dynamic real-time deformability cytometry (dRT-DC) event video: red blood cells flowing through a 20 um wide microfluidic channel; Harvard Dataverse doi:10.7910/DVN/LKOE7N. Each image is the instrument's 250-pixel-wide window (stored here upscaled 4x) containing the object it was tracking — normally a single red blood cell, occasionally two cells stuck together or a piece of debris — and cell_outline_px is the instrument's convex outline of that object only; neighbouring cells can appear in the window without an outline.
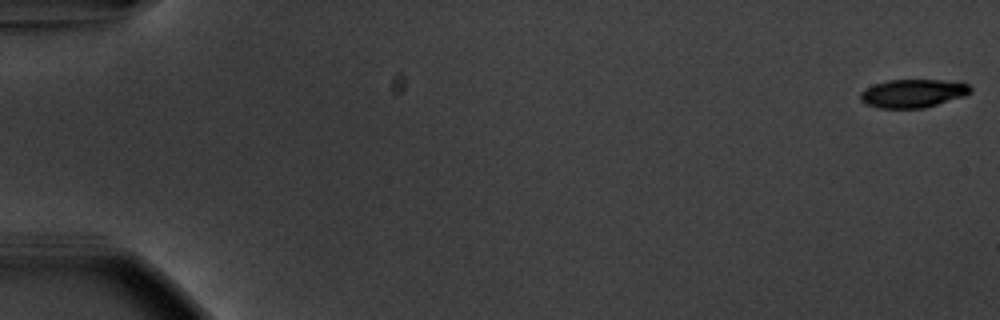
{"species": "common noctule bat (a hibernating species)", "species_latin": "Nyctalus noctula", "temperature_condition": "warm", "stored_images_in_passage": 56, "camera_frame_rate_fps": 3000, "um_per_image_px": 0.085, "animal": {"sex": "male", "body_mass_g": 20.1, "forearm_length_mm": 53.5}, "frame": {"image": 1, "passage_image": 1, "time_ms": 0.0, "image_size_px": [1000, 320], "cell_outline_px": [[972, 92], [964, 96], [924, 108], [880, 108], [864, 104], [860, 100], [860, 92], [876, 84], [888, 80], [960, 80], [968, 84], [972, 88]], "centroid_in_image_um": [77.65, 7.93], "position_along_channel_um": 7.4, "area_um2": 18.32}}
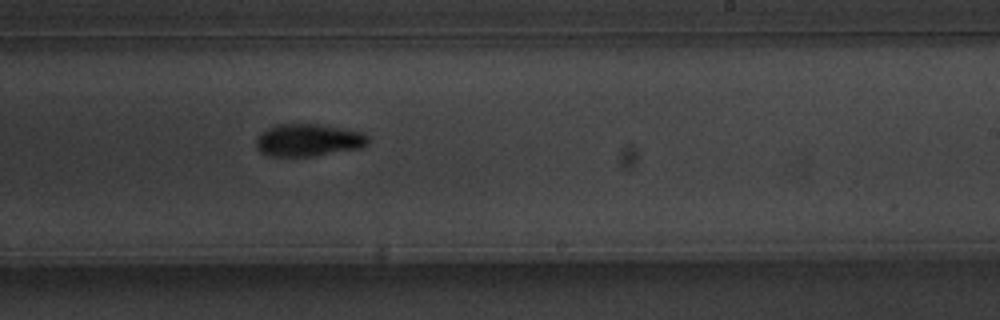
{"frame": {"image": 2, "passage_image": 35, "time_ms": 11.333, "image_size_px": [1000, 320], "cell_outline_px": [[372, 140], [364, 148], [316, 156], [268, 156], [260, 152], [256, 148], [256, 140], [260, 132], [276, 124], [320, 124], [364, 132]], "centroid_in_image_um": [26.26, 11.92], "position_along_channel_um": 262.7, "area_um2": 21.68}}
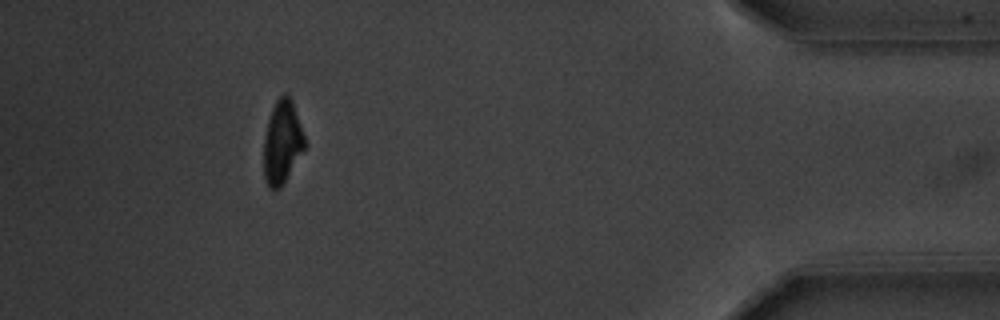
{"frame": {"image": 3, "passage_image": 51, "time_ms": 16.667, "image_size_px": [1000, 320], "cell_outline_px": [[308, 144], [284, 184], [280, 188], [268, 188], [264, 176], [264, 136], [268, 120], [272, 108], [276, 100], [284, 92], [292, 100]], "centroid_in_image_um": [24.01, 12.09], "position_along_channel_um": 411.2, "area_um2": 20.17}, "authors_computed_cell_mechanics": {"area_um2": 20.519, "velocity_mm_per_s": 3.7236, "shape_relaxation_time_tau1_ms": 2.7282, "shape_relaxation_time_tau2_ms": 5.817, "deformation_change_tau1": 0.1589, "deformation_change_tau2": 0.1138}}